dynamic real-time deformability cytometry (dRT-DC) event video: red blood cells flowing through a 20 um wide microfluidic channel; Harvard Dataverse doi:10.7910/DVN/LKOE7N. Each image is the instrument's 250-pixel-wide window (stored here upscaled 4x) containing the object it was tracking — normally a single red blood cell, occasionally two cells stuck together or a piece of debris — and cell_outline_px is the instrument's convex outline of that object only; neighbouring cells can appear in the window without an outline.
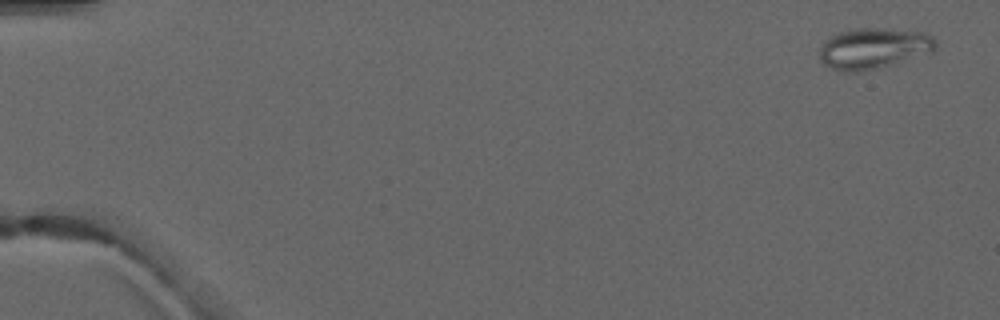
{"species": "common noctule bat (a hibernating species)", "species_latin": "Nyctalus noctula", "temperature_condition": "warm", "stored_images_in_passage": 5, "camera_frame_rate_fps": 3000, "um_per_image_px": 0.085, "animal": {"sex": "male", "forearm_length_mm": 52.5}, "frame": {"image": 1, "passage_image": 1, "time_ms": 0.0, "image_size_px": [1000, 320], "cell_outline_px": [[936, 48], [932, 52], [876, 68], [860, 72], [848, 72], [832, 68], [824, 64], [820, 60], [820, 44], [828, 36], [836, 32], [852, 28], [880, 28], [924, 32], [932, 36], [936, 40]], "centroid_in_image_um": [74.21, 4.08], "position_along_channel_um": 10.8, "area_um2": 27.74}}